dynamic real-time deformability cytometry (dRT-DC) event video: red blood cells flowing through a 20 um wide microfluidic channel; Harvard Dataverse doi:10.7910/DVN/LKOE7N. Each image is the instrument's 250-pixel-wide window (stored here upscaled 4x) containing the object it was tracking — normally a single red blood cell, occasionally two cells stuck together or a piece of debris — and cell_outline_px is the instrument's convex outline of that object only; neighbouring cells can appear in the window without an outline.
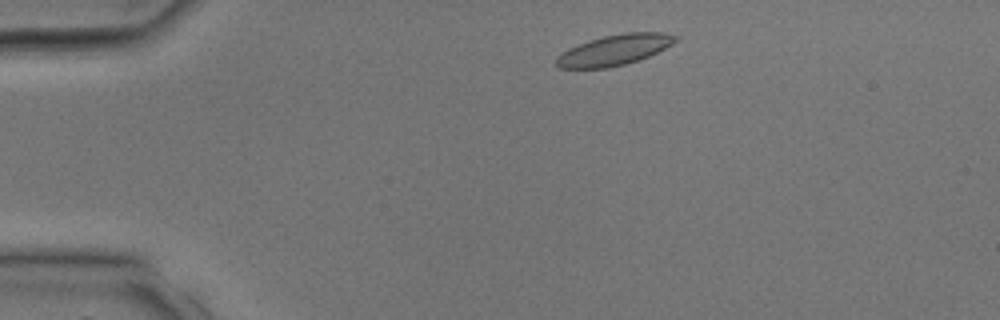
{"species": "common noctule bat (a hibernating species)", "species_latin": "Nyctalus noctula", "temperature_condition": "room temperature", "stored_images_in_passage": 8, "camera_frame_rate_fps": 3000, "um_per_image_px": 0.085, "animal": {"sex": "male", "body_mass_g": 17.9, "forearm_length_mm": 54.2}, "frame": {"image": 1, "passage_image": 2, "time_ms": 0.333, "image_size_px": [1000, 320], "cell_outline_px": [[680, 40], [640, 60], [608, 68], [560, 68], [556, 64], [556, 56], [568, 48], [588, 40], [604, 36], [624, 32], [664, 32], [680, 36]], "centroid_in_image_um": [52.25, 4.23], "position_along_channel_um": 32.8, "area_um2": 21.39}}